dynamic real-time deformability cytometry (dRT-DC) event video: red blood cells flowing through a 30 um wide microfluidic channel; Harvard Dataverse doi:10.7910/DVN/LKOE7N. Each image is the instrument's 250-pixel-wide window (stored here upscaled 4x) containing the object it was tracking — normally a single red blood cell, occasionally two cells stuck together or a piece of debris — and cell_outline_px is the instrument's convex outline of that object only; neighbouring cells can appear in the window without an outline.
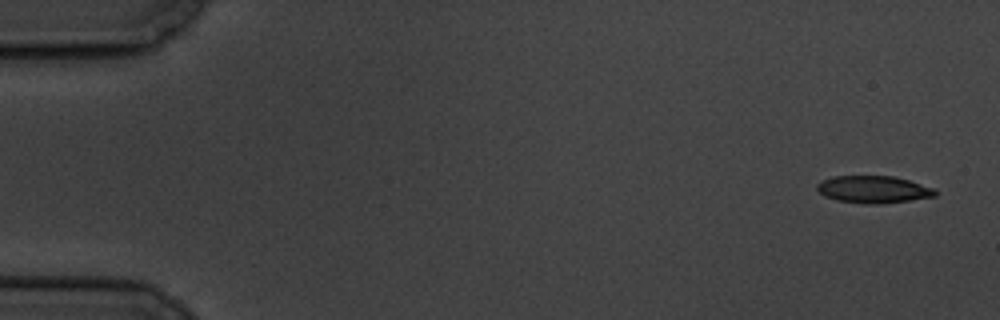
{"species": "common noctule bat (a hibernating species)", "species_latin": "Nyctalus noctula", "temperature_condition": "cold", "stored_images_in_passage": 9, "camera_frame_rate_fps": 3000, "um_per_image_px": 0.085, "animal": {"sex": "male", "body_mass_g": 19.5, "forearm_length_mm": 54.6}, "frame": {"image": 1, "passage_image": 1, "time_ms": 0.0, "image_size_px": [1000, 320], "cell_outline_px": [[936, 196], [880, 204], [868, 204], [836, 200], [824, 196], [816, 188], [816, 184], [832, 176], [892, 176], [908, 180], [936, 188]], "centroid_in_image_um": [74.24, 16.1], "position_along_channel_um": 10.8, "area_um2": 18.67}}
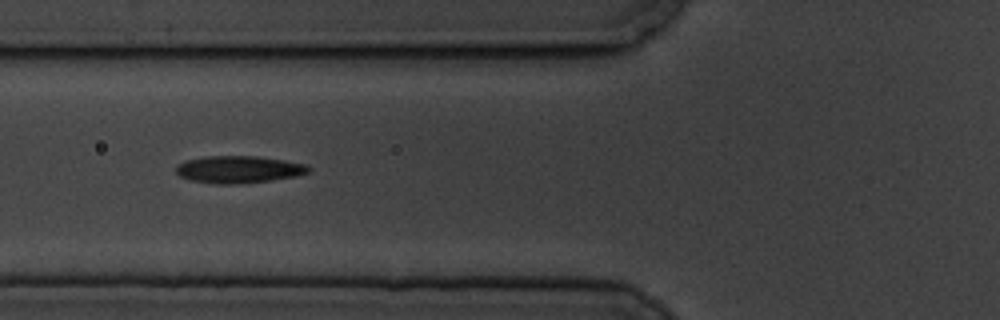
{"frame": {"image": 2, "passage_image": 7, "time_ms": 6.667, "image_size_px": [1000, 320], "cell_outline_px": [[312, 168], [308, 172], [296, 176], [268, 180], [232, 184], [216, 184], [192, 180], [180, 176], [176, 172], [176, 164], [184, 160], [208, 156], [256, 156], [284, 160], [304, 164]], "centroid_in_image_um": [20.25, 14.39], "position_along_channel_um": 105.6, "area_um2": 20.81}}
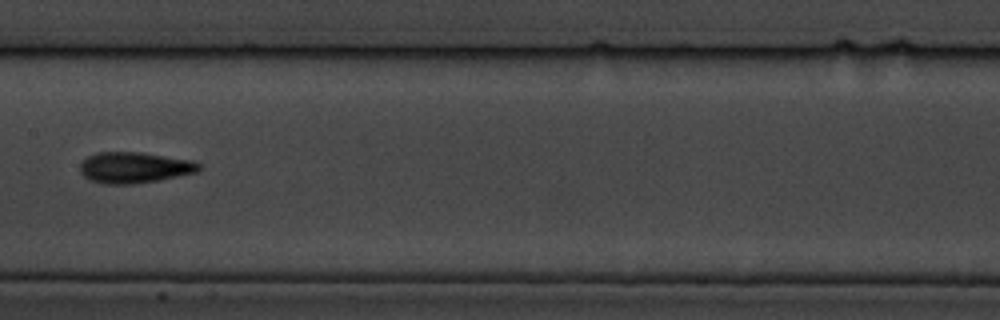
{"frame": {"image": 3, "passage_image": 9, "time_ms": 9.333, "image_size_px": [1000, 320], "cell_outline_px": [[200, 168], [196, 172], [160, 180], [132, 184], [104, 184], [88, 180], [80, 172], [80, 164], [88, 156], [96, 152], [140, 152], [192, 160], [200, 164]], "centroid_in_image_um": [11.39, 14.24], "position_along_channel_um": 196.0, "area_um2": 21.5}}